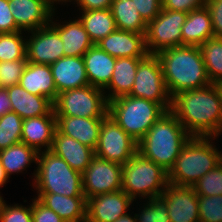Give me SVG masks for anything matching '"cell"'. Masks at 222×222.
Wrapping results in <instances>:
<instances>
[{
  "mask_svg": "<svg viewBox=\"0 0 222 222\" xmlns=\"http://www.w3.org/2000/svg\"><path fill=\"white\" fill-rule=\"evenodd\" d=\"M192 137L222 134V95L218 84L186 90L171 97L169 110Z\"/></svg>",
  "mask_w": 222,
  "mask_h": 222,
  "instance_id": "6da1fadb",
  "label": "cell"
},
{
  "mask_svg": "<svg viewBox=\"0 0 222 222\" xmlns=\"http://www.w3.org/2000/svg\"><path fill=\"white\" fill-rule=\"evenodd\" d=\"M170 96L211 84L200 47L175 46L156 54Z\"/></svg>",
  "mask_w": 222,
  "mask_h": 222,
  "instance_id": "7a4b0ae2",
  "label": "cell"
},
{
  "mask_svg": "<svg viewBox=\"0 0 222 222\" xmlns=\"http://www.w3.org/2000/svg\"><path fill=\"white\" fill-rule=\"evenodd\" d=\"M191 137L178 118L167 111L138 142L137 151L169 172Z\"/></svg>",
  "mask_w": 222,
  "mask_h": 222,
  "instance_id": "3957f363",
  "label": "cell"
},
{
  "mask_svg": "<svg viewBox=\"0 0 222 222\" xmlns=\"http://www.w3.org/2000/svg\"><path fill=\"white\" fill-rule=\"evenodd\" d=\"M215 139L216 137H191L169 170L168 183L193 186L222 162L221 151L211 142Z\"/></svg>",
  "mask_w": 222,
  "mask_h": 222,
  "instance_id": "277c9868",
  "label": "cell"
},
{
  "mask_svg": "<svg viewBox=\"0 0 222 222\" xmlns=\"http://www.w3.org/2000/svg\"><path fill=\"white\" fill-rule=\"evenodd\" d=\"M37 169L33 173L37 193H53L68 197L83 195L82 173L50 150L38 152Z\"/></svg>",
  "mask_w": 222,
  "mask_h": 222,
  "instance_id": "5b68a950",
  "label": "cell"
},
{
  "mask_svg": "<svg viewBox=\"0 0 222 222\" xmlns=\"http://www.w3.org/2000/svg\"><path fill=\"white\" fill-rule=\"evenodd\" d=\"M166 112L167 110L159 103L129 95L118 97L108 103V115L137 142Z\"/></svg>",
  "mask_w": 222,
  "mask_h": 222,
  "instance_id": "8992f818",
  "label": "cell"
},
{
  "mask_svg": "<svg viewBox=\"0 0 222 222\" xmlns=\"http://www.w3.org/2000/svg\"><path fill=\"white\" fill-rule=\"evenodd\" d=\"M168 184V172L136 152L122 165V190L133 200L160 197Z\"/></svg>",
  "mask_w": 222,
  "mask_h": 222,
  "instance_id": "52a82bcc",
  "label": "cell"
},
{
  "mask_svg": "<svg viewBox=\"0 0 222 222\" xmlns=\"http://www.w3.org/2000/svg\"><path fill=\"white\" fill-rule=\"evenodd\" d=\"M105 91L90 84L63 91L53 102L55 116L105 118L109 103Z\"/></svg>",
  "mask_w": 222,
  "mask_h": 222,
  "instance_id": "ba28073f",
  "label": "cell"
},
{
  "mask_svg": "<svg viewBox=\"0 0 222 222\" xmlns=\"http://www.w3.org/2000/svg\"><path fill=\"white\" fill-rule=\"evenodd\" d=\"M129 96L159 103L167 111L170 110L171 96L157 55L148 54L139 62L134 85Z\"/></svg>",
  "mask_w": 222,
  "mask_h": 222,
  "instance_id": "9c48e42d",
  "label": "cell"
},
{
  "mask_svg": "<svg viewBox=\"0 0 222 222\" xmlns=\"http://www.w3.org/2000/svg\"><path fill=\"white\" fill-rule=\"evenodd\" d=\"M188 13L161 9L159 15L147 24L146 48L149 54L182 45L181 28Z\"/></svg>",
  "mask_w": 222,
  "mask_h": 222,
  "instance_id": "30bf717a",
  "label": "cell"
},
{
  "mask_svg": "<svg viewBox=\"0 0 222 222\" xmlns=\"http://www.w3.org/2000/svg\"><path fill=\"white\" fill-rule=\"evenodd\" d=\"M138 142L107 115L100 127L95 155L124 165L136 152Z\"/></svg>",
  "mask_w": 222,
  "mask_h": 222,
  "instance_id": "8fae6325",
  "label": "cell"
},
{
  "mask_svg": "<svg viewBox=\"0 0 222 222\" xmlns=\"http://www.w3.org/2000/svg\"><path fill=\"white\" fill-rule=\"evenodd\" d=\"M83 195L88 198L122 189V165L96 155L82 173Z\"/></svg>",
  "mask_w": 222,
  "mask_h": 222,
  "instance_id": "7c38bea8",
  "label": "cell"
},
{
  "mask_svg": "<svg viewBox=\"0 0 222 222\" xmlns=\"http://www.w3.org/2000/svg\"><path fill=\"white\" fill-rule=\"evenodd\" d=\"M30 33L29 39L26 38L28 62L51 65L64 57L63 41L50 24Z\"/></svg>",
  "mask_w": 222,
  "mask_h": 222,
  "instance_id": "4fadbf2b",
  "label": "cell"
},
{
  "mask_svg": "<svg viewBox=\"0 0 222 222\" xmlns=\"http://www.w3.org/2000/svg\"><path fill=\"white\" fill-rule=\"evenodd\" d=\"M161 197L171 222H200L198 195L192 186L168 183Z\"/></svg>",
  "mask_w": 222,
  "mask_h": 222,
  "instance_id": "5bb4252c",
  "label": "cell"
},
{
  "mask_svg": "<svg viewBox=\"0 0 222 222\" xmlns=\"http://www.w3.org/2000/svg\"><path fill=\"white\" fill-rule=\"evenodd\" d=\"M134 200L122 189L87 199L86 222H115L127 214Z\"/></svg>",
  "mask_w": 222,
  "mask_h": 222,
  "instance_id": "9a60e30c",
  "label": "cell"
},
{
  "mask_svg": "<svg viewBox=\"0 0 222 222\" xmlns=\"http://www.w3.org/2000/svg\"><path fill=\"white\" fill-rule=\"evenodd\" d=\"M16 26L33 31L50 24L55 9L47 0H8ZM54 14V15H53Z\"/></svg>",
  "mask_w": 222,
  "mask_h": 222,
  "instance_id": "2e32d148",
  "label": "cell"
},
{
  "mask_svg": "<svg viewBox=\"0 0 222 222\" xmlns=\"http://www.w3.org/2000/svg\"><path fill=\"white\" fill-rule=\"evenodd\" d=\"M96 45L115 58H144L149 54L146 48L145 33L116 29Z\"/></svg>",
  "mask_w": 222,
  "mask_h": 222,
  "instance_id": "e0dca14e",
  "label": "cell"
},
{
  "mask_svg": "<svg viewBox=\"0 0 222 222\" xmlns=\"http://www.w3.org/2000/svg\"><path fill=\"white\" fill-rule=\"evenodd\" d=\"M50 68L58 94L89 85L83 57L64 56Z\"/></svg>",
  "mask_w": 222,
  "mask_h": 222,
  "instance_id": "ac0fdd59",
  "label": "cell"
},
{
  "mask_svg": "<svg viewBox=\"0 0 222 222\" xmlns=\"http://www.w3.org/2000/svg\"><path fill=\"white\" fill-rule=\"evenodd\" d=\"M11 102V110L22 119L42 115H55L53 101L47 97L34 95L20 84L5 88Z\"/></svg>",
  "mask_w": 222,
  "mask_h": 222,
  "instance_id": "d6986e66",
  "label": "cell"
},
{
  "mask_svg": "<svg viewBox=\"0 0 222 222\" xmlns=\"http://www.w3.org/2000/svg\"><path fill=\"white\" fill-rule=\"evenodd\" d=\"M104 118L56 116V129L67 137L96 149L101 123Z\"/></svg>",
  "mask_w": 222,
  "mask_h": 222,
  "instance_id": "ffe728a7",
  "label": "cell"
},
{
  "mask_svg": "<svg viewBox=\"0 0 222 222\" xmlns=\"http://www.w3.org/2000/svg\"><path fill=\"white\" fill-rule=\"evenodd\" d=\"M56 130V116L42 115L23 119L21 142L37 152L50 150ZM45 149H42V148Z\"/></svg>",
  "mask_w": 222,
  "mask_h": 222,
  "instance_id": "44dd1931",
  "label": "cell"
},
{
  "mask_svg": "<svg viewBox=\"0 0 222 222\" xmlns=\"http://www.w3.org/2000/svg\"><path fill=\"white\" fill-rule=\"evenodd\" d=\"M54 154L64 159L69 166L83 173L95 156V150L80 143L74 138L61 134L57 129L54 133L52 147Z\"/></svg>",
  "mask_w": 222,
  "mask_h": 222,
  "instance_id": "7402d4cb",
  "label": "cell"
},
{
  "mask_svg": "<svg viewBox=\"0 0 222 222\" xmlns=\"http://www.w3.org/2000/svg\"><path fill=\"white\" fill-rule=\"evenodd\" d=\"M83 59L89 84L104 90L112 78L116 58L94 44Z\"/></svg>",
  "mask_w": 222,
  "mask_h": 222,
  "instance_id": "603a6c76",
  "label": "cell"
},
{
  "mask_svg": "<svg viewBox=\"0 0 222 222\" xmlns=\"http://www.w3.org/2000/svg\"><path fill=\"white\" fill-rule=\"evenodd\" d=\"M19 84L29 93L47 97L53 102L58 95L50 65L28 62Z\"/></svg>",
  "mask_w": 222,
  "mask_h": 222,
  "instance_id": "cb8c5ba5",
  "label": "cell"
},
{
  "mask_svg": "<svg viewBox=\"0 0 222 222\" xmlns=\"http://www.w3.org/2000/svg\"><path fill=\"white\" fill-rule=\"evenodd\" d=\"M52 19L53 16L50 25L59 33L63 41L64 56L83 57L94 45L79 19L64 22L65 24L56 23Z\"/></svg>",
  "mask_w": 222,
  "mask_h": 222,
  "instance_id": "d4e9b609",
  "label": "cell"
},
{
  "mask_svg": "<svg viewBox=\"0 0 222 222\" xmlns=\"http://www.w3.org/2000/svg\"><path fill=\"white\" fill-rule=\"evenodd\" d=\"M182 45L197 46L214 37L212 20L206 6L194 9L187 15L181 28Z\"/></svg>",
  "mask_w": 222,
  "mask_h": 222,
  "instance_id": "484cf974",
  "label": "cell"
},
{
  "mask_svg": "<svg viewBox=\"0 0 222 222\" xmlns=\"http://www.w3.org/2000/svg\"><path fill=\"white\" fill-rule=\"evenodd\" d=\"M57 213L65 222H86V197H68L53 193H38L35 197Z\"/></svg>",
  "mask_w": 222,
  "mask_h": 222,
  "instance_id": "4316f807",
  "label": "cell"
},
{
  "mask_svg": "<svg viewBox=\"0 0 222 222\" xmlns=\"http://www.w3.org/2000/svg\"><path fill=\"white\" fill-rule=\"evenodd\" d=\"M143 58L121 57L116 58L112 78L105 88L107 101L129 95L133 85L139 62Z\"/></svg>",
  "mask_w": 222,
  "mask_h": 222,
  "instance_id": "83f0119b",
  "label": "cell"
},
{
  "mask_svg": "<svg viewBox=\"0 0 222 222\" xmlns=\"http://www.w3.org/2000/svg\"><path fill=\"white\" fill-rule=\"evenodd\" d=\"M38 152L23 142L0 151V162L6 175L23 172L31 163H37Z\"/></svg>",
  "mask_w": 222,
  "mask_h": 222,
  "instance_id": "f1b7e54d",
  "label": "cell"
},
{
  "mask_svg": "<svg viewBox=\"0 0 222 222\" xmlns=\"http://www.w3.org/2000/svg\"><path fill=\"white\" fill-rule=\"evenodd\" d=\"M80 13L82 15L78 19L83 24L93 44L98 43L117 29L110 9L87 10Z\"/></svg>",
  "mask_w": 222,
  "mask_h": 222,
  "instance_id": "f546056e",
  "label": "cell"
},
{
  "mask_svg": "<svg viewBox=\"0 0 222 222\" xmlns=\"http://www.w3.org/2000/svg\"><path fill=\"white\" fill-rule=\"evenodd\" d=\"M116 28L119 30L146 33L147 23L134 7L133 0H113L110 7Z\"/></svg>",
  "mask_w": 222,
  "mask_h": 222,
  "instance_id": "4dcf8cb0",
  "label": "cell"
},
{
  "mask_svg": "<svg viewBox=\"0 0 222 222\" xmlns=\"http://www.w3.org/2000/svg\"><path fill=\"white\" fill-rule=\"evenodd\" d=\"M199 47L209 80L213 84L222 83V39L210 38Z\"/></svg>",
  "mask_w": 222,
  "mask_h": 222,
  "instance_id": "1f68e13d",
  "label": "cell"
},
{
  "mask_svg": "<svg viewBox=\"0 0 222 222\" xmlns=\"http://www.w3.org/2000/svg\"><path fill=\"white\" fill-rule=\"evenodd\" d=\"M22 33H0V62L26 59V39Z\"/></svg>",
  "mask_w": 222,
  "mask_h": 222,
  "instance_id": "d6a6232c",
  "label": "cell"
},
{
  "mask_svg": "<svg viewBox=\"0 0 222 222\" xmlns=\"http://www.w3.org/2000/svg\"><path fill=\"white\" fill-rule=\"evenodd\" d=\"M23 119L15 112L0 117V151L21 142Z\"/></svg>",
  "mask_w": 222,
  "mask_h": 222,
  "instance_id": "836d02e7",
  "label": "cell"
},
{
  "mask_svg": "<svg viewBox=\"0 0 222 222\" xmlns=\"http://www.w3.org/2000/svg\"><path fill=\"white\" fill-rule=\"evenodd\" d=\"M149 200V201H148ZM147 200L140 213H135L137 222H171L165 200L155 197Z\"/></svg>",
  "mask_w": 222,
  "mask_h": 222,
  "instance_id": "e575fe53",
  "label": "cell"
},
{
  "mask_svg": "<svg viewBox=\"0 0 222 222\" xmlns=\"http://www.w3.org/2000/svg\"><path fill=\"white\" fill-rule=\"evenodd\" d=\"M197 195H222V162L206 173L192 186Z\"/></svg>",
  "mask_w": 222,
  "mask_h": 222,
  "instance_id": "d590c367",
  "label": "cell"
},
{
  "mask_svg": "<svg viewBox=\"0 0 222 222\" xmlns=\"http://www.w3.org/2000/svg\"><path fill=\"white\" fill-rule=\"evenodd\" d=\"M200 222H222V195H198Z\"/></svg>",
  "mask_w": 222,
  "mask_h": 222,
  "instance_id": "8d00e7d4",
  "label": "cell"
},
{
  "mask_svg": "<svg viewBox=\"0 0 222 222\" xmlns=\"http://www.w3.org/2000/svg\"><path fill=\"white\" fill-rule=\"evenodd\" d=\"M27 63V59L0 62V81L4 88L19 84Z\"/></svg>",
  "mask_w": 222,
  "mask_h": 222,
  "instance_id": "74e56055",
  "label": "cell"
},
{
  "mask_svg": "<svg viewBox=\"0 0 222 222\" xmlns=\"http://www.w3.org/2000/svg\"><path fill=\"white\" fill-rule=\"evenodd\" d=\"M0 222H32V204L28 207L7 205L4 198L0 201Z\"/></svg>",
  "mask_w": 222,
  "mask_h": 222,
  "instance_id": "f35d334b",
  "label": "cell"
},
{
  "mask_svg": "<svg viewBox=\"0 0 222 222\" xmlns=\"http://www.w3.org/2000/svg\"><path fill=\"white\" fill-rule=\"evenodd\" d=\"M133 5L148 24L161 12L162 0H133Z\"/></svg>",
  "mask_w": 222,
  "mask_h": 222,
  "instance_id": "ab89813d",
  "label": "cell"
},
{
  "mask_svg": "<svg viewBox=\"0 0 222 222\" xmlns=\"http://www.w3.org/2000/svg\"><path fill=\"white\" fill-rule=\"evenodd\" d=\"M32 222H65L57 213L47 208L37 198L32 201Z\"/></svg>",
  "mask_w": 222,
  "mask_h": 222,
  "instance_id": "60d3db41",
  "label": "cell"
},
{
  "mask_svg": "<svg viewBox=\"0 0 222 222\" xmlns=\"http://www.w3.org/2000/svg\"><path fill=\"white\" fill-rule=\"evenodd\" d=\"M207 0H162V9L189 13L203 7Z\"/></svg>",
  "mask_w": 222,
  "mask_h": 222,
  "instance_id": "b9f144b4",
  "label": "cell"
},
{
  "mask_svg": "<svg viewBox=\"0 0 222 222\" xmlns=\"http://www.w3.org/2000/svg\"><path fill=\"white\" fill-rule=\"evenodd\" d=\"M21 31L15 24L8 0H0V33Z\"/></svg>",
  "mask_w": 222,
  "mask_h": 222,
  "instance_id": "7bdbcfd3",
  "label": "cell"
},
{
  "mask_svg": "<svg viewBox=\"0 0 222 222\" xmlns=\"http://www.w3.org/2000/svg\"><path fill=\"white\" fill-rule=\"evenodd\" d=\"M205 6L211 15L214 37L222 39V0H207Z\"/></svg>",
  "mask_w": 222,
  "mask_h": 222,
  "instance_id": "ee69618b",
  "label": "cell"
},
{
  "mask_svg": "<svg viewBox=\"0 0 222 222\" xmlns=\"http://www.w3.org/2000/svg\"><path fill=\"white\" fill-rule=\"evenodd\" d=\"M74 4L79 6V10L87 11V10H103L110 9L111 3L113 0H72Z\"/></svg>",
  "mask_w": 222,
  "mask_h": 222,
  "instance_id": "f6af8a7d",
  "label": "cell"
},
{
  "mask_svg": "<svg viewBox=\"0 0 222 222\" xmlns=\"http://www.w3.org/2000/svg\"><path fill=\"white\" fill-rule=\"evenodd\" d=\"M11 102L7 90H0V117L11 112Z\"/></svg>",
  "mask_w": 222,
  "mask_h": 222,
  "instance_id": "bcb514c9",
  "label": "cell"
},
{
  "mask_svg": "<svg viewBox=\"0 0 222 222\" xmlns=\"http://www.w3.org/2000/svg\"><path fill=\"white\" fill-rule=\"evenodd\" d=\"M115 222H137V220H136L135 214L133 217V216H131L130 211H129V213L121 216Z\"/></svg>",
  "mask_w": 222,
  "mask_h": 222,
  "instance_id": "7dc6e473",
  "label": "cell"
},
{
  "mask_svg": "<svg viewBox=\"0 0 222 222\" xmlns=\"http://www.w3.org/2000/svg\"><path fill=\"white\" fill-rule=\"evenodd\" d=\"M9 177L6 175L4 168L1 165L0 162V188L3 187L4 185H6V182H9Z\"/></svg>",
  "mask_w": 222,
  "mask_h": 222,
  "instance_id": "c3c4849f",
  "label": "cell"
},
{
  "mask_svg": "<svg viewBox=\"0 0 222 222\" xmlns=\"http://www.w3.org/2000/svg\"><path fill=\"white\" fill-rule=\"evenodd\" d=\"M47 1L55 8V3H56V2H57L56 4H58V3H59V4H60V3L63 4V2H64V3H66V2H71L72 0H47Z\"/></svg>",
  "mask_w": 222,
  "mask_h": 222,
  "instance_id": "681fc988",
  "label": "cell"
},
{
  "mask_svg": "<svg viewBox=\"0 0 222 222\" xmlns=\"http://www.w3.org/2000/svg\"><path fill=\"white\" fill-rule=\"evenodd\" d=\"M218 86H219V89H220L221 95H222V83H219Z\"/></svg>",
  "mask_w": 222,
  "mask_h": 222,
  "instance_id": "f907efd6",
  "label": "cell"
},
{
  "mask_svg": "<svg viewBox=\"0 0 222 222\" xmlns=\"http://www.w3.org/2000/svg\"><path fill=\"white\" fill-rule=\"evenodd\" d=\"M3 89H4V87H3V85H2V83L0 81V90H3Z\"/></svg>",
  "mask_w": 222,
  "mask_h": 222,
  "instance_id": "816d5d0a",
  "label": "cell"
}]
</instances>
